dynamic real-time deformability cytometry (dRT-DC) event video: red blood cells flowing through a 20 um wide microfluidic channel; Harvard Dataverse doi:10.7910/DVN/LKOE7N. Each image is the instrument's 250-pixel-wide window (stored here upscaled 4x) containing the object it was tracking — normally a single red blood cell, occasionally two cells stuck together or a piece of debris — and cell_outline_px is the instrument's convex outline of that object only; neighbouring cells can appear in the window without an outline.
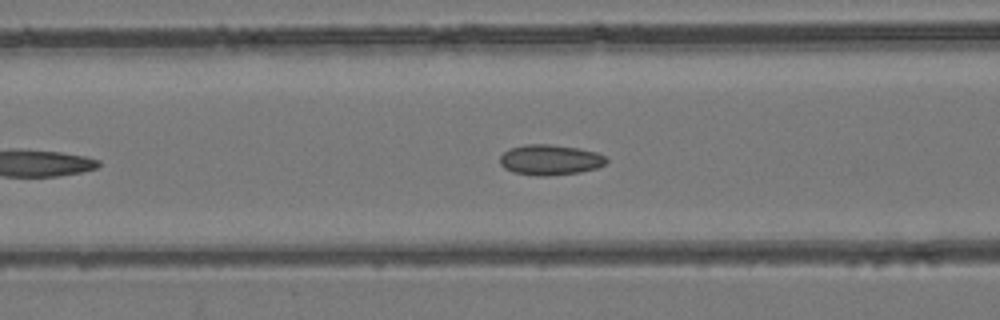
{"species": "common noctule bat (a hibernating species)", "species_latin": "Nyctalus noctula", "temperature_condition": "room temperature", "stored_images_in_passage": 33, "camera_frame_rate_fps": 3000, "um_per_image_px": 0.085, "animal": {"sex": "female", "body_mass_g": 24.6, "forearm_length_mm": 56.2}, "frame": {"image": 1, "passage_image": 11, "time_ms": 3.333, "image_size_px": [1000, 320], "cell_outline_px": [[608, 160], [604, 164], [596, 168], [580, 172], [544, 176], [536, 176], [512, 172], [504, 168], [500, 164], [500, 156], [508, 148], [524, 144], [548, 144], [580, 148], [596, 152], [604, 156]], "centroid_in_image_um": [46.72, 13.58], "position_along_channel_um": 119.9, "area_um2": 18.96}}
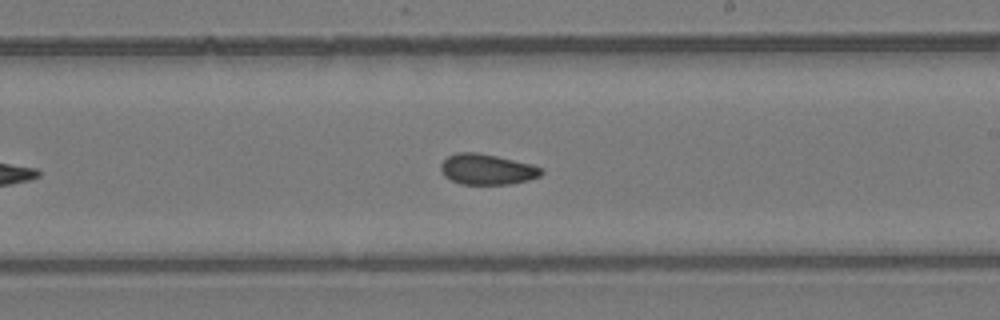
{"frame": {"image": 2, "passage_image": 20, "time_ms": 6.333, "image_size_px": [1000, 320], "cell_outline_px": [[544, 172], [540, 176], [528, 180], [512, 184], [460, 184], [444, 176], [440, 168], [440, 164], [448, 156], [456, 152], [476, 152], [496, 156], [532, 164], [540, 168]], "centroid_in_image_um": [41.38, 14.39], "position_along_channel_um": 247.6, "area_um2": 17.92}}
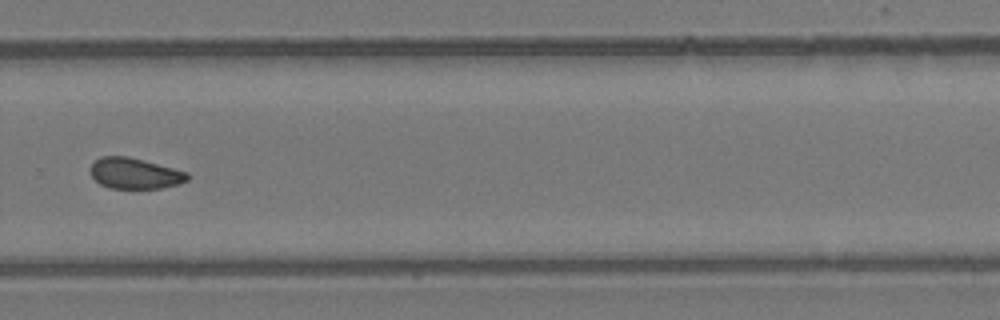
{"frame": {"image": 3, "passage_image": 25, "time_ms": 8.0, "image_size_px": [1000, 320], "cell_outline_px": [[188, 180], [180, 184], [160, 188], [108, 188], [100, 184], [92, 176], [92, 164], [100, 156], [128, 156], [144, 160], [188, 172]], "centroid_in_image_um": [11.48, 14.74], "position_along_channel_um": 318.3, "area_um2": 17.34}}